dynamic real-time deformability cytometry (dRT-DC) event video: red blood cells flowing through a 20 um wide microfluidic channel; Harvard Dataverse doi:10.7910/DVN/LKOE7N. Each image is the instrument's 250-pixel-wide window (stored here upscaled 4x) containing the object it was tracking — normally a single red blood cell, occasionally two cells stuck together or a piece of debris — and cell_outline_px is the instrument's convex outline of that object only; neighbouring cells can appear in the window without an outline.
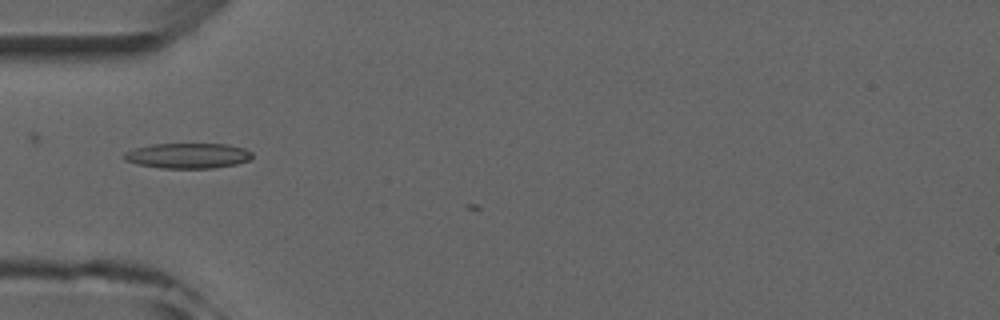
{"species": "common noctule bat (a hibernating species)", "species_latin": "Nyctalus noctula", "temperature_condition": "room temperature", "stored_images_in_passage": 4, "camera_frame_rate_fps": 3000, "um_per_image_px": 0.085, "animal": {"sex": "male", "forearm_length_mm": 52.5}, "frame": {"image": 1, "passage_image": 4, "time_ms": 4.333, "image_size_px": [1000, 320], "cell_outline_px": [[252, 156], [248, 160], [236, 164], [212, 168], [160, 168], [136, 164], [124, 160], [120, 156], [124, 152], [136, 148], [152, 144], [228, 144], [244, 148], [252, 152]], "centroid_in_image_um": [15.92, 13.23], "position_along_channel_um": 69.1, "area_um2": 18.96}}